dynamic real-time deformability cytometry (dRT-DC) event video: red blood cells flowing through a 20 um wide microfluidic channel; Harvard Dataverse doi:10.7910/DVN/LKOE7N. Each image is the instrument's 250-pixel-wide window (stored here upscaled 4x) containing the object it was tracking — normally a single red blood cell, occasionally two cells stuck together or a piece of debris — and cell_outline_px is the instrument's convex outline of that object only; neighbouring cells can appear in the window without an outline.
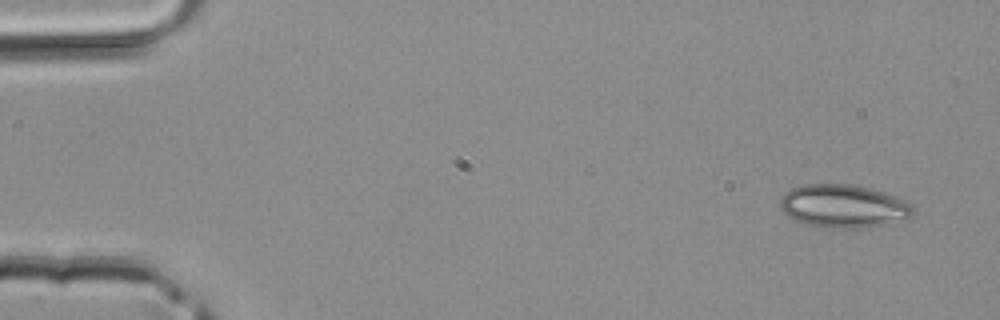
{"species": "common noctule bat (a hibernating species)", "species_latin": "Nyctalus noctula", "temperature_condition": "room temperature", "stored_images_in_passage": 4, "camera_frame_rate_fps": 3000, "um_per_image_px": 0.085, "animal": {"sex": "male", "body_mass_g": 20.4}, "frame": {"image": 1, "passage_image": 1, "time_ms": 0.0, "image_size_px": [1000, 320], "cell_outline_px": [[916, 212], [912, 216], [904, 220], [888, 224], [856, 228], [836, 228], [808, 224], [796, 220], [788, 216], [780, 208], [780, 200], [792, 188], [804, 184], [848, 184], [868, 188], [908, 200], [912, 204]], "centroid_in_image_um": [71.76, 17.52], "position_along_channel_um": 13.2, "area_um2": 33.23}}